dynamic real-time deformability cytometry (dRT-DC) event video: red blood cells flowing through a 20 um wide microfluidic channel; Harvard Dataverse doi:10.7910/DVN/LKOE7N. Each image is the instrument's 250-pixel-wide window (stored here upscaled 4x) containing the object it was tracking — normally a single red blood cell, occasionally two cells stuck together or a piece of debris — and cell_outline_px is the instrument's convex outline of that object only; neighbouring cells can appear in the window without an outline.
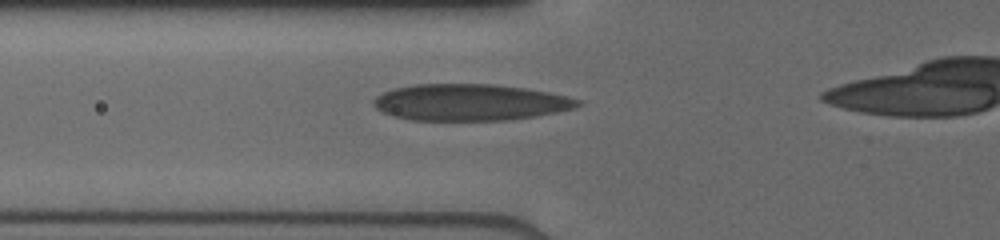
{"species": "human", "species_latin": "Homo sapiens", "temperature_condition": "cold", "stored_images_in_passage": 20, "camera_frame_rate_fps": 3000, "um_per_image_px": 0.085, "donor": {"sex": "male"}, "frame": {"image": 1, "passage_image": 4, "time_ms": 1.667, "image_size_px": [1000, 240], "cell_outline_px": [[584, 104], [572, 108], [556, 112], [536, 116], [508, 120], [408, 120], [392, 116], [376, 108], [372, 104], [372, 100], [376, 96], [392, 88], [416, 84], [492, 84], [524, 88], [548, 92], [568, 96], [580, 100]], "centroid_in_image_um": [39.93, 8.7], "position_along_channel_um": 85.9, "area_um2": 43.58}}
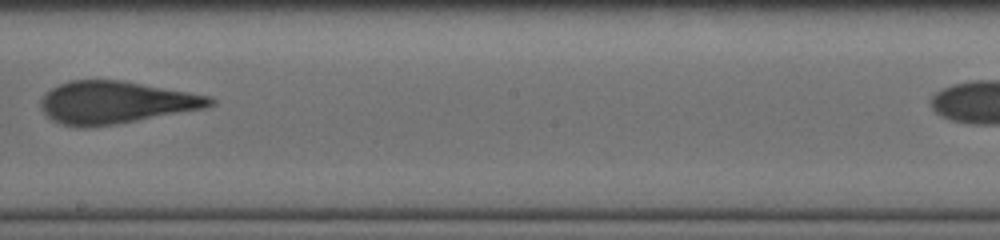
{"frame": {"image": 2, "passage_image": 10, "time_ms": 5.333, "image_size_px": [1000, 240], "cell_outline_px": [[216, 104], [204, 108], [116, 124], [88, 128], [80, 128], [60, 124], [52, 120], [40, 108], [40, 100], [44, 92], [68, 80], [124, 80], [212, 96], [216, 100]], "centroid_in_image_um": [9.82, 8.7], "position_along_channel_um": 238.4, "area_um2": 42.14}}
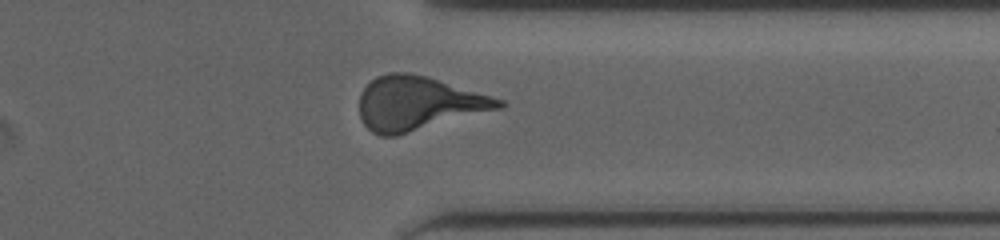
{"frame": {"image": 3, "passage_image": 17, "time_ms": 8.667, "image_size_px": [1000, 240], "cell_outline_px": [[508, 104], [504, 108], [396, 136], [380, 136], [372, 132], [364, 124], [360, 116], [360, 92], [376, 76], [388, 72], [408, 72], [424, 76], [492, 96], [504, 100]], "centroid_in_image_um": [35.56, 8.8], "position_along_channel_um": 375.8, "area_um2": 43.81}}